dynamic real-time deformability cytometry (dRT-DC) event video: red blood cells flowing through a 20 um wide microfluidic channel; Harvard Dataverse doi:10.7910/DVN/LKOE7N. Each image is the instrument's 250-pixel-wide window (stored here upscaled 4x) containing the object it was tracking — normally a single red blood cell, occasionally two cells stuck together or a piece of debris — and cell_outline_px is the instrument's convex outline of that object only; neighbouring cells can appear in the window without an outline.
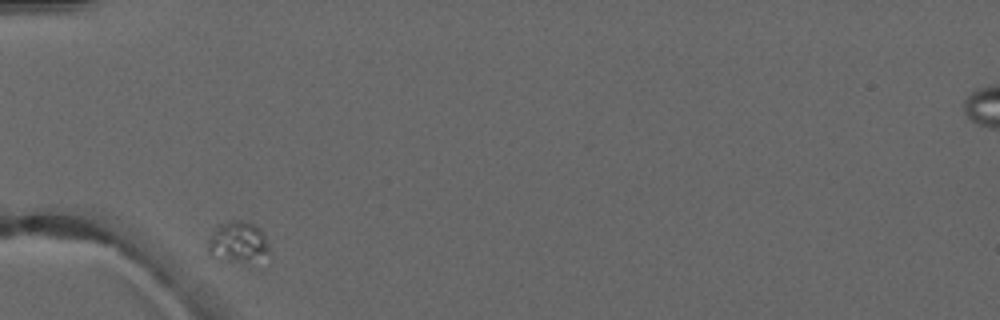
{"species": "common noctule bat (a hibernating species)", "species_latin": "Nyctalus noctula", "temperature_condition": "warm", "stored_images_in_passage": 8, "camera_frame_rate_fps": 3000, "um_per_image_px": 0.085, "animal": {"sex": "male", "forearm_length_mm": 52.5}, "frame": {"image": 1, "passage_image": 1, "time_ms": 0.0, "image_size_px": [1000, 320], "cell_outline_px": [[272, 256], [252, 268], [248, 268], [212, 256], [208, 252], [208, 240], [216, 228], [220, 224], [236, 220], [244, 220], [260, 228], [264, 232], [272, 252]], "centroid_in_image_um": [20.38, 20.73], "position_along_channel_um": 64.6, "area_um2": 16.13}}